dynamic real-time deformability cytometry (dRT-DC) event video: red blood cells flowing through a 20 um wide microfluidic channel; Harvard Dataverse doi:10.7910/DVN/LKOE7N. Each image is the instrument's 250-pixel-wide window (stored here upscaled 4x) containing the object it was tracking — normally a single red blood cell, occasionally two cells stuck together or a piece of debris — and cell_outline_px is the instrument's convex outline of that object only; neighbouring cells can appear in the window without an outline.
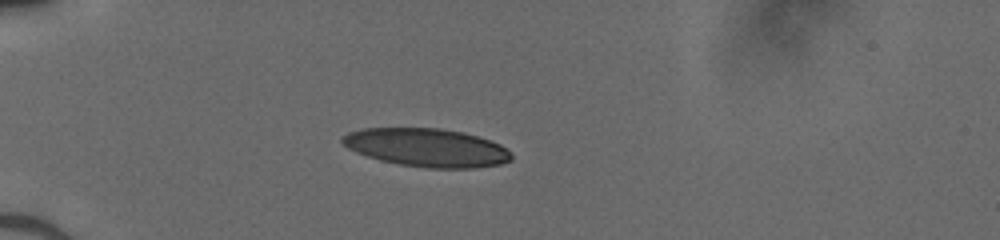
{"species": "human", "species_latin": "Homo sapiens", "temperature_condition": "cold", "stored_images_in_passage": 36, "camera_frame_rate_fps": 3000, "um_per_image_px": 0.085, "donor": {"sex": "male"}, "frame": {"image": 1, "passage_image": 1, "time_ms": 0.0, "image_size_px": [1000, 240], "cell_outline_px": [[512, 160], [500, 164], [472, 168], [428, 168], [400, 164], [380, 160], [356, 152], [348, 148], [340, 140], [348, 132], [360, 128], [440, 128], [464, 132], [500, 144], [512, 152]], "centroid_in_image_um": [36.28, 12.54], "position_along_channel_um": 48.7, "area_um2": 37.69}}
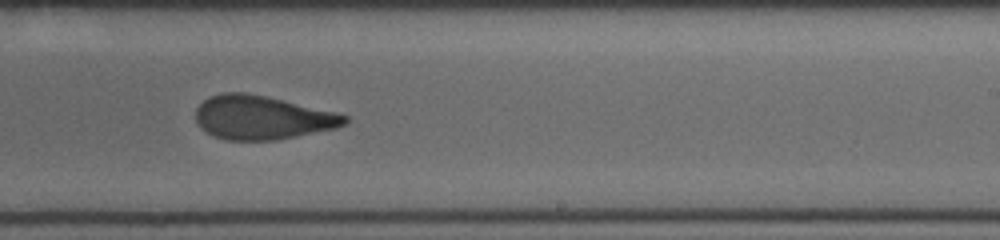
{"frame": {"image": 2, "passage_image": 19, "time_ms": 6.0, "image_size_px": [1000, 240], "cell_outline_px": [[348, 120], [344, 124], [336, 128], [276, 140], [224, 140], [212, 136], [200, 128], [196, 120], [196, 108], [204, 100], [212, 96], [224, 92], [244, 92], [264, 96], [340, 112], [348, 116]], "centroid_in_image_um": [22.28, 10.0], "position_along_channel_um": 266.7, "area_um2": 38.09}}
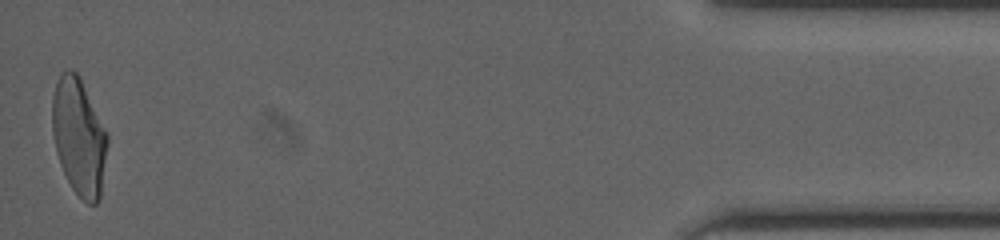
{"frame": {"image": 3, "passage_image": 36, "time_ms": 11.667, "image_size_px": [1000, 240], "cell_outline_px": [[108, 144], [100, 200], [96, 204], [88, 204], [72, 188], [60, 164], [56, 152], [52, 132], [52, 96], [56, 80], [60, 72], [68, 68], [76, 72], [80, 76], [108, 136]], "centroid_in_image_um": [6.7, 11.6], "position_along_channel_um": 428.5, "area_um2": 37.74}}